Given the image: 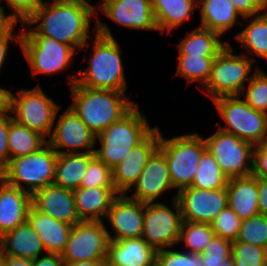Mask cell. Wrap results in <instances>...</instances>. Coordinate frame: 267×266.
Here are the masks:
<instances>
[{"label": "cell", "instance_id": "cell-1", "mask_svg": "<svg viewBox=\"0 0 267 266\" xmlns=\"http://www.w3.org/2000/svg\"><path fill=\"white\" fill-rule=\"evenodd\" d=\"M21 27V36H47L79 53L96 33V14L87 0H44Z\"/></svg>", "mask_w": 267, "mask_h": 266}, {"label": "cell", "instance_id": "cell-2", "mask_svg": "<svg viewBox=\"0 0 267 266\" xmlns=\"http://www.w3.org/2000/svg\"><path fill=\"white\" fill-rule=\"evenodd\" d=\"M100 17L96 16V33L80 49L86 50L82 59L87 61V68L64 75L67 88L76 83L91 89L127 92L129 85L122 56L124 49H121L111 27Z\"/></svg>", "mask_w": 267, "mask_h": 266}, {"label": "cell", "instance_id": "cell-3", "mask_svg": "<svg viewBox=\"0 0 267 266\" xmlns=\"http://www.w3.org/2000/svg\"><path fill=\"white\" fill-rule=\"evenodd\" d=\"M69 106L87 127L98 136L110 124L120 120L139 101L131 100L127 92L91 89L74 83L68 88Z\"/></svg>", "mask_w": 267, "mask_h": 266}, {"label": "cell", "instance_id": "cell-4", "mask_svg": "<svg viewBox=\"0 0 267 266\" xmlns=\"http://www.w3.org/2000/svg\"><path fill=\"white\" fill-rule=\"evenodd\" d=\"M139 102L120 120L113 122L97 137L95 156L113 169L126 154L140 144L156 127L142 114Z\"/></svg>", "mask_w": 267, "mask_h": 266}, {"label": "cell", "instance_id": "cell-5", "mask_svg": "<svg viewBox=\"0 0 267 266\" xmlns=\"http://www.w3.org/2000/svg\"><path fill=\"white\" fill-rule=\"evenodd\" d=\"M247 55L237 54L231 42L214 58L208 82L201 89L211 101L240 96L246 84L261 66Z\"/></svg>", "mask_w": 267, "mask_h": 266}, {"label": "cell", "instance_id": "cell-6", "mask_svg": "<svg viewBox=\"0 0 267 266\" xmlns=\"http://www.w3.org/2000/svg\"><path fill=\"white\" fill-rule=\"evenodd\" d=\"M189 133V134H188ZM165 137L160 128L159 151L166 157L174 190L192 186L206 143L200 132H188Z\"/></svg>", "mask_w": 267, "mask_h": 266}, {"label": "cell", "instance_id": "cell-7", "mask_svg": "<svg viewBox=\"0 0 267 266\" xmlns=\"http://www.w3.org/2000/svg\"><path fill=\"white\" fill-rule=\"evenodd\" d=\"M212 102L220 117L217 128L254 145L265 144L266 113L252 108L241 96L220 97Z\"/></svg>", "mask_w": 267, "mask_h": 266}, {"label": "cell", "instance_id": "cell-8", "mask_svg": "<svg viewBox=\"0 0 267 266\" xmlns=\"http://www.w3.org/2000/svg\"><path fill=\"white\" fill-rule=\"evenodd\" d=\"M58 153L47 143L40 150L11 159L0 171L7 184L31 195L46 185L53 184Z\"/></svg>", "mask_w": 267, "mask_h": 266}, {"label": "cell", "instance_id": "cell-9", "mask_svg": "<svg viewBox=\"0 0 267 266\" xmlns=\"http://www.w3.org/2000/svg\"><path fill=\"white\" fill-rule=\"evenodd\" d=\"M20 50L34 76L64 74L76 61L78 53L72 46L47 36H21Z\"/></svg>", "mask_w": 267, "mask_h": 266}, {"label": "cell", "instance_id": "cell-10", "mask_svg": "<svg viewBox=\"0 0 267 266\" xmlns=\"http://www.w3.org/2000/svg\"><path fill=\"white\" fill-rule=\"evenodd\" d=\"M37 84L29 88H19L12 91L11 95V116L21 125L39 132L47 139L50 137L57 110L62 106L55 102L43 86Z\"/></svg>", "mask_w": 267, "mask_h": 266}, {"label": "cell", "instance_id": "cell-11", "mask_svg": "<svg viewBox=\"0 0 267 266\" xmlns=\"http://www.w3.org/2000/svg\"><path fill=\"white\" fill-rule=\"evenodd\" d=\"M166 202L144 203L141 237L156 251L176 247L179 242L181 207L177 198Z\"/></svg>", "mask_w": 267, "mask_h": 266}, {"label": "cell", "instance_id": "cell-12", "mask_svg": "<svg viewBox=\"0 0 267 266\" xmlns=\"http://www.w3.org/2000/svg\"><path fill=\"white\" fill-rule=\"evenodd\" d=\"M206 149L213 155L222 172L230 178L251 175L255 145L216 128L207 137Z\"/></svg>", "mask_w": 267, "mask_h": 266}, {"label": "cell", "instance_id": "cell-13", "mask_svg": "<svg viewBox=\"0 0 267 266\" xmlns=\"http://www.w3.org/2000/svg\"><path fill=\"white\" fill-rule=\"evenodd\" d=\"M104 221L74 224L61 257L64 262L105 260L109 244Z\"/></svg>", "mask_w": 267, "mask_h": 266}, {"label": "cell", "instance_id": "cell-14", "mask_svg": "<svg viewBox=\"0 0 267 266\" xmlns=\"http://www.w3.org/2000/svg\"><path fill=\"white\" fill-rule=\"evenodd\" d=\"M61 108L57 110L48 144L58 154L94 152L97 136L69 106L64 111Z\"/></svg>", "mask_w": 267, "mask_h": 266}, {"label": "cell", "instance_id": "cell-15", "mask_svg": "<svg viewBox=\"0 0 267 266\" xmlns=\"http://www.w3.org/2000/svg\"><path fill=\"white\" fill-rule=\"evenodd\" d=\"M170 191L172 196L169 197ZM127 195L143 203L162 202L165 197H169L168 200L177 198V192L172 186L168 162L159 150L148 160L138 181Z\"/></svg>", "mask_w": 267, "mask_h": 266}, {"label": "cell", "instance_id": "cell-16", "mask_svg": "<svg viewBox=\"0 0 267 266\" xmlns=\"http://www.w3.org/2000/svg\"><path fill=\"white\" fill-rule=\"evenodd\" d=\"M182 220L211 224L215 217L228 206L227 188L199 189L192 186L177 193Z\"/></svg>", "mask_w": 267, "mask_h": 266}, {"label": "cell", "instance_id": "cell-17", "mask_svg": "<svg viewBox=\"0 0 267 266\" xmlns=\"http://www.w3.org/2000/svg\"><path fill=\"white\" fill-rule=\"evenodd\" d=\"M143 217V202L132 199L127 194H118L104 220L109 240L141 237Z\"/></svg>", "mask_w": 267, "mask_h": 266}, {"label": "cell", "instance_id": "cell-18", "mask_svg": "<svg viewBox=\"0 0 267 266\" xmlns=\"http://www.w3.org/2000/svg\"><path fill=\"white\" fill-rule=\"evenodd\" d=\"M159 125L112 169L113 185L118 194H127L132 189L148 160L159 149Z\"/></svg>", "mask_w": 267, "mask_h": 266}, {"label": "cell", "instance_id": "cell-19", "mask_svg": "<svg viewBox=\"0 0 267 266\" xmlns=\"http://www.w3.org/2000/svg\"><path fill=\"white\" fill-rule=\"evenodd\" d=\"M100 13L117 27L159 33L152 0H116L105 5L96 16H100Z\"/></svg>", "mask_w": 267, "mask_h": 266}, {"label": "cell", "instance_id": "cell-20", "mask_svg": "<svg viewBox=\"0 0 267 266\" xmlns=\"http://www.w3.org/2000/svg\"><path fill=\"white\" fill-rule=\"evenodd\" d=\"M32 206L39 212L70 225L81 222L74 193L70 189L54 184L46 185L32 194Z\"/></svg>", "mask_w": 267, "mask_h": 266}, {"label": "cell", "instance_id": "cell-21", "mask_svg": "<svg viewBox=\"0 0 267 266\" xmlns=\"http://www.w3.org/2000/svg\"><path fill=\"white\" fill-rule=\"evenodd\" d=\"M32 195L0 178V237L27 220Z\"/></svg>", "mask_w": 267, "mask_h": 266}, {"label": "cell", "instance_id": "cell-22", "mask_svg": "<svg viewBox=\"0 0 267 266\" xmlns=\"http://www.w3.org/2000/svg\"><path fill=\"white\" fill-rule=\"evenodd\" d=\"M200 27L219 33L222 37L229 35L236 26H241L242 17L229 0H197ZM241 19V20H240Z\"/></svg>", "mask_w": 267, "mask_h": 266}, {"label": "cell", "instance_id": "cell-23", "mask_svg": "<svg viewBox=\"0 0 267 266\" xmlns=\"http://www.w3.org/2000/svg\"><path fill=\"white\" fill-rule=\"evenodd\" d=\"M240 27L233 40L243 49L241 53L256 64L258 58L267 63V9L259 15L243 18Z\"/></svg>", "mask_w": 267, "mask_h": 266}, {"label": "cell", "instance_id": "cell-24", "mask_svg": "<svg viewBox=\"0 0 267 266\" xmlns=\"http://www.w3.org/2000/svg\"><path fill=\"white\" fill-rule=\"evenodd\" d=\"M155 254L142 237L110 240L106 260L118 266H155Z\"/></svg>", "mask_w": 267, "mask_h": 266}, {"label": "cell", "instance_id": "cell-25", "mask_svg": "<svg viewBox=\"0 0 267 266\" xmlns=\"http://www.w3.org/2000/svg\"><path fill=\"white\" fill-rule=\"evenodd\" d=\"M159 34L172 36L174 30L182 29L188 21L194 19L197 11V0H152Z\"/></svg>", "mask_w": 267, "mask_h": 266}, {"label": "cell", "instance_id": "cell-26", "mask_svg": "<svg viewBox=\"0 0 267 266\" xmlns=\"http://www.w3.org/2000/svg\"><path fill=\"white\" fill-rule=\"evenodd\" d=\"M77 214L81 221H104L118 195L114 187H94L73 190Z\"/></svg>", "mask_w": 267, "mask_h": 266}, {"label": "cell", "instance_id": "cell-27", "mask_svg": "<svg viewBox=\"0 0 267 266\" xmlns=\"http://www.w3.org/2000/svg\"><path fill=\"white\" fill-rule=\"evenodd\" d=\"M27 220L38 233L46 253L61 254L64 251L73 225L41 213L33 206L29 209Z\"/></svg>", "mask_w": 267, "mask_h": 266}, {"label": "cell", "instance_id": "cell-28", "mask_svg": "<svg viewBox=\"0 0 267 266\" xmlns=\"http://www.w3.org/2000/svg\"><path fill=\"white\" fill-rule=\"evenodd\" d=\"M4 255L34 260L46 253L38 233L26 220L0 237Z\"/></svg>", "mask_w": 267, "mask_h": 266}, {"label": "cell", "instance_id": "cell-29", "mask_svg": "<svg viewBox=\"0 0 267 266\" xmlns=\"http://www.w3.org/2000/svg\"><path fill=\"white\" fill-rule=\"evenodd\" d=\"M228 206L243 221L259 214L258 209V178H230L228 180Z\"/></svg>", "mask_w": 267, "mask_h": 266}, {"label": "cell", "instance_id": "cell-30", "mask_svg": "<svg viewBox=\"0 0 267 266\" xmlns=\"http://www.w3.org/2000/svg\"><path fill=\"white\" fill-rule=\"evenodd\" d=\"M223 39L219 33L197 25L187 31L175 46L178 56H217L231 41L230 38Z\"/></svg>", "mask_w": 267, "mask_h": 266}, {"label": "cell", "instance_id": "cell-31", "mask_svg": "<svg viewBox=\"0 0 267 266\" xmlns=\"http://www.w3.org/2000/svg\"><path fill=\"white\" fill-rule=\"evenodd\" d=\"M94 157V152L58 154L53 184L65 189H78Z\"/></svg>", "mask_w": 267, "mask_h": 266}, {"label": "cell", "instance_id": "cell-32", "mask_svg": "<svg viewBox=\"0 0 267 266\" xmlns=\"http://www.w3.org/2000/svg\"><path fill=\"white\" fill-rule=\"evenodd\" d=\"M48 143L46 137L16 122L9 114V161L40 150Z\"/></svg>", "mask_w": 267, "mask_h": 266}, {"label": "cell", "instance_id": "cell-33", "mask_svg": "<svg viewBox=\"0 0 267 266\" xmlns=\"http://www.w3.org/2000/svg\"><path fill=\"white\" fill-rule=\"evenodd\" d=\"M216 56H177L174 76H181L187 85L194 84L201 90L209 80L212 62ZM196 83V84H195Z\"/></svg>", "mask_w": 267, "mask_h": 266}, {"label": "cell", "instance_id": "cell-34", "mask_svg": "<svg viewBox=\"0 0 267 266\" xmlns=\"http://www.w3.org/2000/svg\"><path fill=\"white\" fill-rule=\"evenodd\" d=\"M214 236L211 224L182 221L177 247L199 255Z\"/></svg>", "mask_w": 267, "mask_h": 266}, {"label": "cell", "instance_id": "cell-35", "mask_svg": "<svg viewBox=\"0 0 267 266\" xmlns=\"http://www.w3.org/2000/svg\"><path fill=\"white\" fill-rule=\"evenodd\" d=\"M198 165L192 187L207 190L226 188L229 179L207 149L202 153Z\"/></svg>", "mask_w": 267, "mask_h": 266}, {"label": "cell", "instance_id": "cell-36", "mask_svg": "<svg viewBox=\"0 0 267 266\" xmlns=\"http://www.w3.org/2000/svg\"><path fill=\"white\" fill-rule=\"evenodd\" d=\"M240 96L255 110L267 114V71L265 72L260 67L246 84Z\"/></svg>", "mask_w": 267, "mask_h": 266}, {"label": "cell", "instance_id": "cell-37", "mask_svg": "<svg viewBox=\"0 0 267 266\" xmlns=\"http://www.w3.org/2000/svg\"><path fill=\"white\" fill-rule=\"evenodd\" d=\"M254 244L267 249V216L257 214L243 220L236 241Z\"/></svg>", "mask_w": 267, "mask_h": 266}, {"label": "cell", "instance_id": "cell-38", "mask_svg": "<svg viewBox=\"0 0 267 266\" xmlns=\"http://www.w3.org/2000/svg\"><path fill=\"white\" fill-rule=\"evenodd\" d=\"M234 266H267V249L245 242H232Z\"/></svg>", "mask_w": 267, "mask_h": 266}, {"label": "cell", "instance_id": "cell-39", "mask_svg": "<svg viewBox=\"0 0 267 266\" xmlns=\"http://www.w3.org/2000/svg\"><path fill=\"white\" fill-rule=\"evenodd\" d=\"M231 253L232 241L215 235L198 258L202 266L215 265L230 259Z\"/></svg>", "mask_w": 267, "mask_h": 266}, {"label": "cell", "instance_id": "cell-40", "mask_svg": "<svg viewBox=\"0 0 267 266\" xmlns=\"http://www.w3.org/2000/svg\"><path fill=\"white\" fill-rule=\"evenodd\" d=\"M80 187H114L112 180V169L95 156L89 162Z\"/></svg>", "mask_w": 267, "mask_h": 266}, {"label": "cell", "instance_id": "cell-41", "mask_svg": "<svg viewBox=\"0 0 267 266\" xmlns=\"http://www.w3.org/2000/svg\"><path fill=\"white\" fill-rule=\"evenodd\" d=\"M242 220L227 206L213 220L211 227L216 236L236 241Z\"/></svg>", "mask_w": 267, "mask_h": 266}, {"label": "cell", "instance_id": "cell-42", "mask_svg": "<svg viewBox=\"0 0 267 266\" xmlns=\"http://www.w3.org/2000/svg\"><path fill=\"white\" fill-rule=\"evenodd\" d=\"M155 266H202L197 254L180 250L177 246L156 251Z\"/></svg>", "mask_w": 267, "mask_h": 266}, {"label": "cell", "instance_id": "cell-43", "mask_svg": "<svg viewBox=\"0 0 267 266\" xmlns=\"http://www.w3.org/2000/svg\"><path fill=\"white\" fill-rule=\"evenodd\" d=\"M43 2L44 0H0L8 15L20 24L24 23Z\"/></svg>", "mask_w": 267, "mask_h": 266}, {"label": "cell", "instance_id": "cell-44", "mask_svg": "<svg viewBox=\"0 0 267 266\" xmlns=\"http://www.w3.org/2000/svg\"><path fill=\"white\" fill-rule=\"evenodd\" d=\"M20 26V27H19ZM19 27V29H17ZM18 30V31H17ZM22 27L20 23H14L3 35L0 36V75L4 72V67L8 61V55H11L14 44L20 47L21 44ZM13 43V44H12ZM11 51H10V49ZM6 62V63H5Z\"/></svg>", "mask_w": 267, "mask_h": 266}, {"label": "cell", "instance_id": "cell-45", "mask_svg": "<svg viewBox=\"0 0 267 266\" xmlns=\"http://www.w3.org/2000/svg\"><path fill=\"white\" fill-rule=\"evenodd\" d=\"M242 18L256 16L267 9V0H229Z\"/></svg>", "mask_w": 267, "mask_h": 266}, {"label": "cell", "instance_id": "cell-46", "mask_svg": "<svg viewBox=\"0 0 267 266\" xmlns=\"http://www.w3.org/2000/svg\"><path fill=\"white\" fill-rule=\"evenodd\" d=\"M251 175L267 179V146L265 144H258L254 147Z\"/></svg>", "mask_w": 267, "mask_h": 266}, {"label": "cell", "instance_id": "cell-47", "mask_svg": "<svg viewBox=\"0 0 267 266\" xmlns=\"http://www.w3.org/2000/svg\"><path fill=\"white\" fill-rule=\"evenodd\" d=\"M9 114L0 116V171L9 163Z\"/></svg>", "mask_w": 267, "mask_h": 266}, {"label": "cell", "instance_id": "cell-48", "mask_svg": "<svg viewBox=\"0 0 267 266\" xmlns=\"http://www.w3.org/2000/svg\"><path fill=\"white\" fill-rule=\"evenodd\" d=\"M33 266H64L61 254L45 253L33 260Z\"/></svg>", "mask_w": 267, "mask_h": 266}, {"label": "cell", "instance_id": "cell-49", "mask_svg": "<svg viewBox=\"0 0 267 266\" xmlns=\"http://www.w3.org/2000/svg\"><path fill=\"white\" fill-rule=\"evenodd\" d=\"M258 209L259 214L267 216V179L258 178Z\"/></svg>", "mask_w": 267, "mask_h": 266}, {"label": "cell", "instance_id": "cell-50", "mask_svg": "<svg viewBox=\"0 0 267 266\" xmlns=\"http://www.w3.org/2000/svg\"><path fill=\"white\" fill-rule=\"evenodd\" d=\"M12 91L7 86H0V116L10 114Z\"/></svg>", "mask_w": 267, "mask_h": 266}, {"label": "cell", "instance_id": "cell-51", "mask_svg": "<svg viewBox=\"0 0 267 266\" xmlns=\"http://www.w3.org/2000/svg\"><path fill=\"white\" fill-rule=\"evenodd\" d=\"M3 266H33V260L5 255Z\"/></svg>", "mask_w": 267, "mask_h": 266}, {"label": "cell", "instance_id": "cell-52", "mask_svg": "<svg viewBox=\"0 0 267 266\" xmlns=\"http://www.w3.org/2000/svg\"><path fill=\"white\" fill-rule=\"evenodd\" d=\"M14 23L15 21L5 12L0 4V36L3 35Z\"/></svg>", "mask_w": 267, "mask_h": 266}, {"label": "cell", "instance_id": "cell-53", "mask_svg": "<svg viewBox=\"0 0 267 266\" xmlns=\"http://www.w3.org/2000/svg\"><path fill=\"white\" fill-rule=\"evenodd\" d=\"M105 260L64 262V266H104Z\"/></svg>", "mask_w": 267, "mask_h": 266}, {"label": "cell", "instance_id": "cell-54", "mask_svg": "<svg viewBox=\"0 0 267 266\" xmlns=\"http://www.w3.org/2000/svg\"><path fill=\"white\" fill-rule=\"evenodd\" d=\"M89 2V4L92 6L95 14L97 15L98 12L107 4L113 2V1H116V0H98V2L96 3L95 1L92 3L90 1L92 0H87ZM96 3V4H95Z\"/></svg>", "mask_w": 267, "mask_h": 266}, {"label": "cell", "instance_id": "cell-55", "mask_svg": "<svg viewBox=\"0 0 267 266\" xmlns=\"http://www.w3.org/2000/svg\"><path fill=\"white\" fill-rule=\"evenodd\" d=\"M208 266H234L233 264V258L231 257L230 259L224 261L223 263L220 264H215V265H208Z\"/></svg>", "mask_w": 267, "mask_h": 266}, {"label": "cell", "instance_id": "cell-56", "mask_svg": "<svg viewBox=\"0 0 267 266\" xmlns=\"http://www.w3.org/2000/svg\"><path fill=\"white\" fill-rule=\"evenodd\" d=\"M4 252L0 243V266H3V260H4Z\"/></svg>", "mask_w": 267, "mask_h": 266}, {"label": "cell", "instance_id": "cell-57", "mask_svg": "<svg viewBox=\"0 0 267 266\" xmlns=\"http://www.w3.org/2000/svg\"><path fill=\"white\" fill-rule=\"evenodd\" d=\"M104 266H118V265L109 263V262L105 259V264H104Z\"/></svg>", "mask_w": 267, "mask_h": 266}]
</instances>
